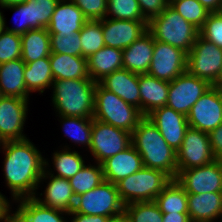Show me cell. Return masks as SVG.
Returning <instances> with one entry per match:
<instances>
[{"label": "cell", "instance_id": "6da1fadb", "mask_svg": "<svg viewBox=\"0 0 222 222\" xmlns=\"http://www.w3.org/2000/svg\"><path fill=\"white\" fill-rule=\"evenodd\" d=\"M0 147L5 154L3 175L13 202L38 195L36 189L45 170V158L39 149L29 138L4 141Z\"/></svg>", "mask_w": 222, "mask_h": 222}, {"label": "cell", "instance_id": "7a4b0ae2", "mask_svg": "<svg viewBox=\"0 0 222 222\" xmlns=\"http://www.w3.org/2000/svg\"><path fill=\"white\" fill-rule=\"evenodd\" d=\"M131 144L141 155L144 167L161 170L171 179H176V151L169 146L147 116L139 121L131 133Z\"/></svg>", "mask_w": 222, "mask_h": 222}, {"label": "cell", "instance_id": "3957f363", "mask_svg": "<svg viewBox=\"0 0 222 222\" xmlns=\"http://www.w3.org/2000/svg\"><path fill=\"white\" fill-rule=\"evenodd\" d=\"M96 84L90 77L54 80L51 97L57 115L93 118Z\"/></svg>", "mask_w": 222, "mask_h": 222}, {"label": "cell", "instance_id": "277c9868", "mask_svg": "<svg viewBox=\"0 0 222 222\" xmlns=\"http://www.w3.org/2000/svg\"><path fill=\"white\" fill-rule=\"evenodd\" d=\"M148 31L154 40L178 47L188 54L200 30L168 5L160 15L148 22Z\"/></svg>", "mask_w": 222, "mask_h": 222}, {"label": "cell", "instance_id": "5b68a950", "mask_svg": "<svg viewBox=\"0 0 222 222\" xmlns=\"http://www.w3.org/2000/svg\"><path fill=\"white\" fill-rule=\"evenodd\" d=\"M143 117L138 108L96 84L93 119L132 133Z\"/></svg>", "mask_w": 222, "mask_h": 222}, {"label": "cell", "instance_id": "8992f818", "mask_svg": "<svg viewBox=\"0 0 222 222\" xmlns=\"http://www.w3.org/2000/svg\"><path fill=\"white\" fill-rule=\"evenodd\" d=\"M171 178L158 169L143 167L116 183L124 205L134 202L155 201Z\"/></svg>", "mask_w": 222, "mask_h": 222}, {"label": "cell", "instance_id": "52a82bcc", "mask_svg": "<svg viewBox=\"0 0 222 222\" xmlns=\"http://www.w3.org/2000/svg\"><path fill=\"white\" fill-rule=\"evenodd\" d=\"M124 209L116 184L104 180L94 189L76 196L72 212L113 219L124 216Z\"/></svg>", "mask_w": 222, "mask_h": 222}, {"label": "cell", "instance_id": "ba28073f", "mask_svg": "<svg viewBox=\"0 0 222 222\" xmlns=\"http://www.w3.org/2000/svg\"><path fill=\"white\" fill-rule=\"evenodd\" d=\"M59 0H28L27 2L8 6L18 18L15 27H7L3 18V28L8 32L23 35L31 29L47 28Z\"/></svg>", "mask_w": 222, "mask_h": 222}, {"label": "cell", "instance_id": "9c48e42d", "mask_svg": "<svg viewBox=\"0 0 222 222\" xmlns=\"http://www.w3.org/2000/svg\"><path fill=\"white\" fill-rule=\"evenodd\" d=\"M131 145V133L93 119L90 154L101 164Z\"/></svg>", "mask_w": 222, "mask_h": 222}, {"label": "cell", "instance_id": "30bf717a", "mask_svg": "<svg viewBox=\"0 0 222 222\" xmlns=\"http://www.w3.org/2000/svg\"><path fill=\"white\" fill-rule=\"evenodd\" d=\"M222 66V49L200 35L187 54L186 71L211 85L217 80Z\"/></svg>", "mask_w": 222, "mask_h": 222}, {"label": "cell", "instance_id": "8fae6325", "mask_svg": "<svg viewBox=\"0 0 222 222\" xmlns=\"http://www.w3.org/2000/svg\"><path fill=\"white\" fill-rule=\"evenodd\" d=\"M212 85L205 79L189 74L187 71L169 82L166 106L185 116L191 107Z\"/></svg>", "mask_w": 222, "mask_h": 222}, {"label": "cell", "instance_id": "7c38bea8", "mask_svg": "<svg viewBox=\"0 0 222 222\" xmlns=\"http://www.w3.org/2000/svg\"><path fill=\"white\" fill-rule=\"evenodd\" d=\"M176 155L178 174L182 170L205 166L216 160L208 133L191 127L187 129Z\"/></svg>", "mask_w": 222, "mask_h": 222}, {"label": "cell", "instance_id": "4fadbf2b", "mask_svg": "<svg viewBox=\"0 0 222 222\" xmlns=\"http://www.w3.org/2000/svg\"><path fill=\"white\" fill-rule=\"evenodd\" d=\"M187 53L182 49L155 40L153 58L147 74L168 82L186 72Z\"/></svg>", "mask_w": 222, "mask_h": 222}, {"label": "cell", "instance_id": "5bb4252c", "mask_svg": "<svg viewBox=\"0 0 222 222\" xmlns=\"http://www.w3.org/2000/svg\"><path fill=\"white\" fill-rule=\"evenodd\" d=\"M29 100L0 96V141L27 139L23 133L28 114Z\"/></svg>", "mask_w": 222, "mask_h": 222}, {"label": "cell", "instance_id": "9a60e30c", "mask_svg": "<svg viewBox=\"0 0 222 222\" xmlns=\"http://www.w3.org/2000/svg\"><path fill=\"white\" fill-rule=\"evenodd\" d=\"M189 127L209 133L222 124V95L212 86L187 114Z\"/></svg>", "mask_w": 222, "mask_h": 222}, {"label": "cell", "instance_id": "2e32d148", "mask_svg": "<svg viewBox=\"0 0 222 222\" xmlns=\"http://www.w3.org/2000/svg\"><path fill=\"white\" fill-rule=\"evenodd\" d=\"M176 180L186 193L222 192V161L182 170Z\"/></svg>", "mask_w": 222, "mask_h": 222}, {"label": "cell", "instance_id": "e0dca14e", "mask_svg": "<svg viewBox=\"0 0 222 222\" xmlns=\"http://www.w3.org/2000/svg\"><path fill=\"white\" fill-rule=\"evenodd\" d=\"M148 31V21H131L104 18L102 33L105 46L120 50L129 47Z\"/></svg>", "mask_w": 222, "mask_h": 222}, {"label": "cell", "instance_id": "ac0fdd59", "mask_svg": "<svg viewBox=\"0 0 222 222\" xmlns=\"http://www.w3.org/2000/svg\"><path fill=\"white\" fill-rule=\"evenodd\" d=\"M147 117L158 128L169 146L177 152L189 128L187 117L168 106L155 109Z\"/></svg>", "mask_w": 222, "mask_h": 222}, {"label": "cell", "instance_id": "d6986e66", "mask_svg": "<svg viewBox=\"0 0 222 222\" xmlns=\"http://www.w3.org/2000/svg\"><path fill=\"white\" fill-rule=\"evenodd\" d=\"M48 179V184L40 193V197L34 196L37 201L42 205L51 207L53 209L61 210L70 213L75 204V195L72 191L69 179L60 178L49 174L46 169L44 170L40 183ZM44 195L43 198H41Z\"/></svg>", "mask_w": 222, "mask_h": 222}, {"label": "cell", "instance_id": "ffe728a7", "mask_svg": "<svg viewBox=\"0 0 222 222\" xmlns=\"http://www.w3.org/2000/svg\"><path fill=\"white\" fill-rule=\"evenodd\" d=\"M101 165L104 180L113 184L144 167L141 155L132 144L124 151L104 160Z\"/></svg>", "mask_w": 222, "mask_h": 222}, {"label": "cell", "instance_id": "44dd1931", "mask_svg": "<svg viewBox=\"0 0 222 222\" xmlns=\"http://www.w3.org/2000/svg\"><path fill=\"white\" fill-rule=\"evenodd\" d=\"M98 83L140 110L139 74L120 69L105 76Z\"/></svg>", "mask_w": 222, "mask_h": 222}, {"label": "cell", "instance_id": "7402d4cb", "mask_svg": "<svg viewBox=\"0 0 222 222\" xmlns=\"http://www.w3.org/2000/svg\"><path fill=\"white\" fill-rule=\"evenodd\" d=\"M187 205L191 222H222V192L187 193Z\"/></svg>", "mask_w": 222, "mask_h": 222}, {"label": "cell", "instance_id": "603a6c76", "mask_svg": "<svg viewBox=\"0 0 222 222\" xmlns=\"http://www.w3.org/2000/svg\"><path fill=\"white\" fill-rule=\"evenodd\" d=\"M87 21L76 4L70 0H59L47 30L49 34H75Z\"/></svg>", "mask_w": 222, "mask_h": 222}, {"label": "cell", "instance_id": "cb8c5ba5", "mask_svg": "<svg viewBox=\"0 0 222 222\" xmlns=\"http://www.w3.org/2000/svg\"><path fill=\"white\" fill-rule=\"evenodd\" d=\"M140 112L147 116L157 108L166 106L169 82L147 73L139 74Z\"/></svg>", "mask_w": 222, "mask_h": 222}, {"label": "cell", "instance_id": "d4e9b609", "mask_svg": "<svg viewBox=\"0 0 222 222\" xmlns=\"http://www.w3.org/2000/svg\"><path fill=\"white\" fill-rule=\"evenodd\" d=\"M154 46V37L147 31L129 47L123 49V69L137 74L147 73L153 58Z\"/></svg>", "mask_w": 222, "mask_h": 222}, {"label": "cell", "instance_id": "484cf974", "mask_svg": "<svg viewBox=\"0 0 222 222\" xmlns=\"http://www.w3.org/2000/svg\"><path fill=\"white\" fill-rule=\"evenodd\" d=\"M25 66L21 58L0 64V96L29 100L30 92L24 82Z\"/></svg>", "mask_w": 222, "mask_h": 222}, {"label": "cell", "instance_id": "4316f807", "mask_svg": "<svg viewBox=\"0 0 222 222\" xmlns=\"http://www.w3.org/2000/svg\"><path fill=\"white\" fill-rule=\"evenodd\" d=\"M120 69H123V50L104 46L87 58L88 75L94 82Z\"/></svg>", "mask_w": 222, "mask_h": 222}, {"label": "cell", "instance_id": "83f0119b", "mask_svg": "<svg viewBox=\"0 0 222 222\" xmlns=\"http://www.w3.org/2000/svg\"><path fill=\"white\" fill-rule=\"evenodd\" d=\"M49 59L54 80L89 78L87 58L83 56L50 53Z\"/></svg>", "mask_w": 222, "mask_h": 222}, {"label": "cell", "instance_id": "f1b7e54d", "mask_svg": "<svg viewBox=\"0 0 222 222\" xmlns=\"http://www.w3.org/2000/svg\"><path fill=\"white\" fill-rule=\"evenodd\" d=\"M21 59L25 63L50 56V34L47 28L31 29L21 35Z\"/></svg>", "mask_w": 222, "mask_h": 222}, {"label": "cell", "instance_id": "f546056e", "mask_svg": "<svg viewBox=\"0 0 222 222\" xmlns=\"http://www.w3.org/2000/svg\"><path fill=\"white\" fill-rule=\"evenodd\" d=\"M68 146L69 145H66L60 148L62 150H57L53 153L52 166L56 175L51 168H47L51 166H49V160L45 159V169L49 174L60 178L70 179L85 165V160L82 155H80L78 151H71L72 149Z\"/></svg>", "mask_w": 222, "mask_h": 222}, {"label": "cell", "instance_id": "4dcf8cb0", "mask_svg": "<svg viewBox=\"0 0 222 222\" xmlns=\"http://www.w3.org/2000/svg\"><path fill=\"white\" fill-rule=\"evenodd\" d=\"M24 82L30 93L37 91L42 94L46 89L52 88L54 78L51 72L49 56L26 63Z\"/></svg>", "mask_w": 222, "mask_h": 222}, {"label": "cell", "instance_id": "1f68e13d", "mask_svg": "<svg viewBox=\"0 0 222 222\" xmlns=\"http://www.w3.org/2000/svg\"><path fill=\"white\" fill-rule=\"evenodd\" d=\"M155 202L162 213H188L187 193L176 179L170 180Z\"/></svg>", "mask_w": 222, "mask_h": 222}, {"label": "cell", "instance_id": "d6a6232c", "mask_svg": "<svg viewBox=\"0 0 222 222\" xmlns=\"http://www.w3.org/2000/svg\"><path fill=\"white\" fill-rule=\"evenodd\" d=\"M18 208L33 222H69L68 213L42 205L35 197L15 201ZM63 215V216H62Z\"/></svg>", "mask_w": 222, "mask_h": 222}, {"label": "cell", "instance_id": "836d02e7", "mask_svg": "<svg viewBox=\"0 0 222 222\" xmlns=\"http://www.w3.org/2000/svg\"><path fill=\"white\" fill-rule=\"evenodd\" d=\"M57 116L61 120V126L63 124L62 128L66 138L68 137L75 145H82L89 149L93 118Z\"/></svg>", "mask_w": 222, "mask_h": 222}, {"label": "cell", "instance_id": "e575fe53", "mask_svg": "<svg viewBox=\"0 0 222 222\" xmlns=\"http://www.w3.org/2000/svg\"><path fill=\"white\" fill-rule=\"evenodd\" d=\"M103 181L102 165L97 162L95 165L85 164L80 171L69 179L75 197L94 189Z\"/></svg>", "mask_w": 222, "mask_h": 222}, {"label": "cell", "instance_id": "d590c367", "mask_svg": "<svg viewBox=\"0 0 222 222\" xmlns=\"http://www.w3.org/2000/svg\"><path fill=\"white\" fill-rule=\"evenodd\" d=\"M124 217L126 222H163V213L155 201L125 205Z\"/></svg>", "mask_w": 222, "mask_h": 222}, {"label": "cell", "instance_id": "8d00e7d4", "mask_svg": "<svg viewBox=\"0 0 222 222\" xmlns=\"http://www.w3.org/2000/svg\"><path fill=\"white\" fill-rule=\"evenodd\" d=\"M82 56L88 58L105 46L102 33V20H88L79 32Z\"/></svg>", "mask_w": 222, "mask_h": 222}, {"label": "cell", "instance_id": "74e56055", "mask_svg": "<svg viewBox=\"0 0 222 222\" xmlns=\"http://www.w3.org/2000/svg\"><path fill=\"white\" fill-rule=\"evenodd\" d=\"M106 18L147 21L143 17L138 0H107Z\"/></svg>", "mask_w": 222, "mask_h": 222}, {"label": "cell", "instance_id": "f35d334b", "mask_svg": "<svg viewBox=\"0 0 222 222\" xmlns=\"http://www.w3.org/2000/svg\"><path fill=\"white\" fill-rule=\"evenodd\" d=\"M170 6L199 30L210 13L198 0H177L173 1Z\"/></svg>", "mask_w": 222, "mask_h": 222}, {"label": "cell", "instance_id": "ab89813d", "mask_svg": "<svg viewBox=\"0 0 222 222\" xmlns=\"http://www.w3.org/2000/svg\"><path fill=\"white\" fill-rule=\"evenodd\" d=\"M51 53L82 56L79 32L75 34H50Z\"/></svg>", "mask_w": 222, "mask_h": 222}, {"label": "cell", "instance_id": "60d3db41", "mask_svg": "<svg viewBox=\"0 0 222 222\" xmlns=\"http://www.w3.org/2000/svg\"><path fill=\"white\" fill-rule=\"evenodd\" d=\"M21 35L0 32V64L21 58Z\"/></svg>", "mask_w": 222, "mask_h": 222}, {"label": "cell", "instance_id": "b9f144b4", "mask_svg": "<svg viewBox=\"0 0 222 222\" xmlns=\"http://www.w3.org/2000/svg\"><path fill=\"white\" fill-rule=\"evenodd\" d=\"M199 35L222 49V12L209 13Z\"/></svg>", "mask_w": 222, "mask_h": 222}, {"label": "cell", "instance_id": "7bdbcfd3", "mask_svg": "<svg viewBox=\"0 0 222 222\" xmlns=\"http://www.w3.org/2000/svg\"><path fill=\"white\" fill-rule=\"evenodd\" d=\"M78 6L87 20L100 21L106 17L107 0H70Z\"/></svg>", "mask_w": 222, "mask_h": 222}, {"label": "cell", "instance_id": "ee69618b", "mask_svg": "<svg viewBox=\"0 0 222 222\" xmlns=\"http://www.w3.org/2000/svg\"><path fill=\"white\" fill-rule=\"evenodd\" d=\"M143 17L149 22L169 5L168 0H138Z\"/></svg>", "mask_w": 222, "mask_h": 222}, {"label": "cell", "instance_id": "f6af8a7d", "mask_svg": "<svg viewBox=\"0 0 222 222\" xmlns=\"http://www.w3.org/2000/svg\"><path fill=\"white\" fill-rule=\"evenodd\" d=\"M208 135L214 157L222 161V124L210 131Z\"/></svg>", "mask_w": 222, "mask_h": 222}, {"label": "cell", "instance_id": "bcb514c9", "mask_svg": "<svg viewBox=\"0 0 222 222\" xmlns=\"http://www.w3.org/2000/svg\"><path fill=\"white\" fill-rule=\"evenodd\" d=\"M69 216H73L71 222H108L111 218L99 215H86L75 212L68 213Z\"/></svg>", "mask_w": 222, "mask_h": 222}, {"label": "cell", "instance_id": "7dc6e473", "mask_svg": "<svg viewBox=\"0 0 222 222\" xmlns=\"http://www.w3.org/2000/svg\"><path fill=\"white\" fill-rule=\"evenodd\" d=\"M12 205H10L8 214H7V222H33L31 221L18 207L15 208L16 210L13 211L14 213L12 214Z\"/></svg>", "mask_w": 222, "mask_h": 222}, {"label": "cell", "instance_id": "c3c4849f", "mask_svg": "<svg viewBox=\"0 0 222 222\" xmlns=\"http://www.w3.org/2000/svg\"><path fill=\"white\" fill-rule=\"evenodd\" d=\"M163 222H191L188 213H163Z\"/></svg>", "mask_w": 222, "mask_h": 222}, {"label": "cell", "instance_id": "681fc988", "mask_svg": "<svg viewBox=\"0 0 222 222\" xmlns=\"http://www.w3.org/2000/svg\"><path fill=\"white\" fill-rule=\"evenodd\" d=\"M210 13L222 12V0H198Z\"/></svg>", "mask_w": 222, "mask_h": 222}, {"label": "cell", "instance_id": "f907efd6", "mask_svg": "<svg viewBox=\"0 0 222 222\" xmlns=\"http://www.w3.org/2000/svg\"><path fill=\"white\" fill-rule=\"evenodd\" d=\"M10 205V201L0 192V222L6 221Z\"/></svg>", "mask_w": 222, "mask_h": 222}, {"label": "cell", "instance_id": "816d5d0a", "mask_svg": "<svg viewBox=\"0 0 222 222\" xmlns=\"http://www.w3.org/2000/svg\"><path fill=\"white\" fill-rule=\"evenodd\" d=\"M28 0H0V7L5 8L8 6H13L17 4H21L27 2Z\"/></svg>", "mask_w": 222, "mask_h": 222}, {"label": "cell", "instance_id": "f5cc1de1", "mask_svg": "<svg viewBox=\"0 0 222 222\" xmlns=\"http://www.w3.org/2000/svg\"><path fill=\"white\" fill-rule=\"evenodd\" d=\"M219 85H222V66L220 68L217 80L212 84L214 87H218Z\"/></svg>", "mask_w": 222, "mask_h": 222}, {"label": "cell", "instance_id": "db71d44e", "mask_svg": "<svg viewBox=\"0 0 222 222\" xmlns=\"http://www.w3.org/2000/svg\"><path fill=\"white\" fill-rule=\"evenodd\" d=\"M108 222H126V220L124 216H121V217L110 219Z\"/></svg>", "mask_w": 222, "mask_h": 222}, {"label": "cell", "instance_id": "11a10c76", "mask_svg": "<svg viewBox=\"0 0 222 222\" xmlns=\"http://www.w3.org/2000/svg\"><path fill=\"white\" fill-rule=\"evenodd\" d=\"M3 18H4V15H3L2 11H0V32L4 29L3 28Z\"/></svg>", "mask_w": 222, "mask_h": 222}, {"label": "cell", "instance_id": "9f6ffc18", "mask_svg": "<svg viewBox=\"0 0 222 222\" xmlns=\"http://www.w3.org/2000/svg\"><path fill=\"white\" fill-rule=\"evenodd\" d=\"M217 88L219 89V91H220V93L222 95V85H219Z\"/></svg>", "mask_w": 222, "mask_h": 222}, {"label": "cell", "instance_id": "6f0895ef", "mask_svg": "<svg viewBox=\"0 0 222 222\" xmlns=\"http://www.w3.org/2000/svg\"><path fill=\"white\" fill-rule=\"evenodd\" d=\"M173 1H177V0H168L169 5H170Z\"/></svg>", "mask_w": 222, "mask_h": 222}]
</instances>
